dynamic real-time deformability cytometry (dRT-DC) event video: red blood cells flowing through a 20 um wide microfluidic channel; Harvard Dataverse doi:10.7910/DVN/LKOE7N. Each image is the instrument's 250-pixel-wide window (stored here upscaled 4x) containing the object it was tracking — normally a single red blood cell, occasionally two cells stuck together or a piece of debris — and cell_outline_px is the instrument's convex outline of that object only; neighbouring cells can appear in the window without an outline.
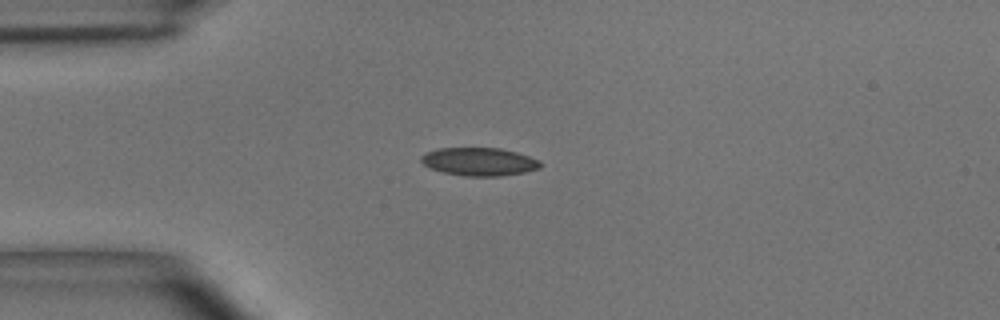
{"species": "common noctule bat (a hibernating species)", "species_latin": "Nyctalus noctula", "temperature_condition": "room temperature", "stored_images_in_passage": 48, "camera_frame_rate_fps": 3000, "um_per_image_px": 0.085, "animal": {"sex": "male", "body_mass_g": 15.6}, "frame": {"image": 1, "passage_image": 12, "time_ms": 3.667, "image_size_px": [1000, 320], "cell_outline_px": [[544, 164], [540, 168], [524, 172], [500, 176], [464, 176], [444, 172], [432, 168], [424, 164], [420, 160], [420, 156], [436, 148], [500, 148], [516, 152], [540, 160]], "centroid_in_image_um": [40.76, 13.74], "position_along_channel_um": 44.2, "area_um2": 19.48}}
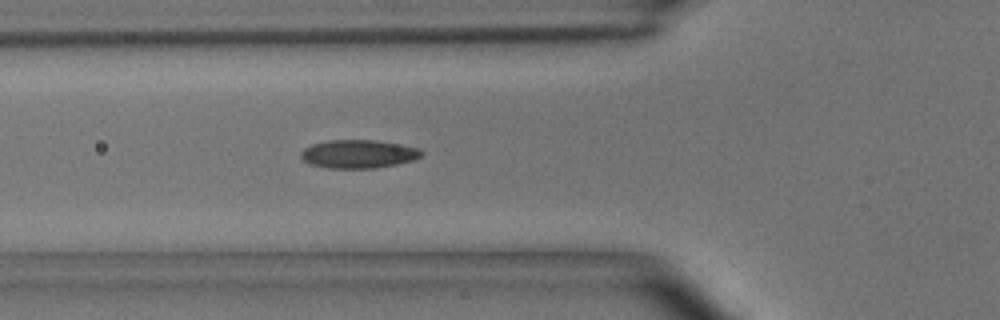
{"frame": {"image": 2, "passage_image": 17, "time_ms": 5.333, "image_size_px": [1000, 320], "cell_outline_px": [[424, 152], [420, 156], [412, 160], [396, 164], [376, 168], [328, 168], [308, 164], [300, 156], [300, 152], [304, 148], [312, 144], [328, 140], [376, 140], [400, 144], [420, 148]], "centroid_in_image_um": [30.45, 13.08], "position_along_channel_um": 95.4, "area_um2": 20.0}}
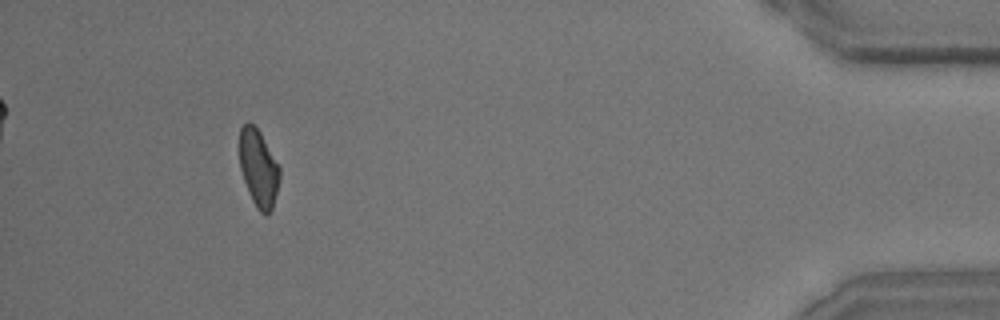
{"frame": {"image": 3, "passage_image": 45, "time_ms": 14.667, "image_size_px": [1000, 320], "cell_outline_px": [[280, 180], [272, 208], [268, 216], [264, 216], [256, 208], [252, 200], [244, 180], [240, 168], [240, 128], [248, 120], [260, 132], [280, 168]], "centroid_in_image_um": [21.98, 14.32], "position_along_channel_um": 413.2, "area_um2": 17.98}, "authors_computed_cell_mechanics": {"area_um2": 19.1318, "velocity_mm_per_s": 4.0813, "shape_relaxation_time_tau1_ms": 4.1919, "shape_relaxation_time_tau2_ms": 1.982, "deformation_change_tau1": 0.1127, "deformation_change_tau2": 0.0749}}